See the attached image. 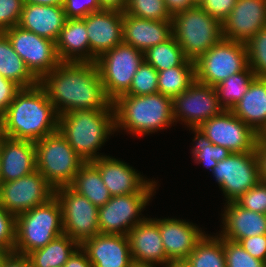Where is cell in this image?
I'll return each instance as SVG.
<instances>
[{"label": "cell", "instance_id": "6da1fadb", "mask_svg": "<svg viewBox=\"0 0 266 267\" xmlns=\"http://www.w3.org/2000/svg\"><path fill=\"white\" fill-rule=\"evenodd\" d=\"M39 85L59 116L78 110H114L95 62H60Z\"/></svg>", "mask_w": 266, "mask_h": 267}, {"label": "cell", "instance_id": "7a4b0ae2", "mask_svg": "<svg viewBox=\"0 0 266 267\" xmlns=\"http://www.w3.org/2000/svg\"><path fill=\"white\" fill-rule=\"evenodd\" d=\"M58 118L54 105L39 84L22 88L0 116V134L35 142L58 131Z\"/></svg>", "mask_w": 266, "mask_h": 267}, {"label": "cell", "instance_id": "3957f363", "mask_svg": "<svg viewBox=\"0 0 266 267\" xmlns=\"http://www.w3.org/2000/svg\"><path fill=\"white\" fill-rule=\"evenodd\" d=\"M58 131L83 160L91 162L104 157L97 151L110 134L117 131L115 112L93 109L69 111L59 116Z\"/></svg>", "mask_w": 266, "mask_h": 267}, {"label": "cell", "instance_id": "277c9868", "mask_svg": "<svg viewBox=\"0 0 266 267\" xmlns=\"http://www.w3.org/2000/svg\"><path fill=\"white\" fill-rule=\"evenodd\" d=\"M115 129L134 135H147L174 124L173 101L161 93L121 95L112 102ZM124 128V129H123Z\"/></svg>", "mask_w": 266, "mask_h": 267}, {"label": "cell", "instance_id": "5b68a950", "mask_svg": "<svg viewBox=\"0 0 266 267\" xmlns=\"http://www.w3.org/2000/svg\"><path fill=\"white\" fill-rule=\"evenodd\" d=\"M64 234L62 210L55 195L44 204L16 216L14 253L28 255Z\"/></svg>", "mask_w": 266, "mask_h": 267}, {"label": "cell", "instance_id": "8992f818", "mask_svg": "<svg viewBox=\"0 0 266 267\" xmlns=\"http://www.w3.org/2000/svg\"><path fill=\"white\" fill-rule=\"evenodd\" d=\"M172 33L193 62L223 39L222 23L196 6L172 16Z\"/></svg>", "mask_w": 266, "mask_h": 267}, {"label": "cell", "instance_id": "52a82bcc", "mask_svg": "<svg viewBox=\"0 0 266 267\" xmlns=\"http://www.w3.org/2000/svg\"><path fill=\"white\" fill-rule=\"evenodd\" d=\"M34 143L37 170L54 189L69 186L86 163L59 131Z\"/></svg>", "mask_w": 266, "mask_h": 267}, {"label": "cell", "instance_id": "ba28073f", "mask_svg": "<svg viewBox=\"0 0 266 267\" xmlns=\"http://www.w3.org/2000/svg\"><path fill=\"white\" fill-rule=\"evenodd\" d=\"M144 61L143 52L124 42L96 59L105 93L112 102L129 91L132 79Z\"/></svg>", "mask_w": 266, "mask_h": 267}, {"label": "cell", "instance_id": "9c48e42d", "mask_svg": "<svg viewBox=\"0 0 266 267\" xmlns=\"http://www.w3.org/2000/svg\"><path fill=\"white\" fill-rule=\"evenodd\" d=\"M194 63L196 81L213 87L249 66L246 45L226 39L212 46Z\"/></svg>", "mask_w": 266, "mask_h": 267}, {"label": "cell", "instance_id": "30bf717a", "mask_svg": "<svg viewBox=\"0 0 266 267\" xmlns=\"http://www.w3.org/2000/svg\"><path fill=\"white\" fill-rule=\"evenodd\" d=\"M211 172L226 197V203L234 202L261 181L257 150L232 152L227 158L217 162Z\"/></svg>", "mask_w": 266, "mask_h": 267}, {"label": "cell", "instance_id": "8fae6325", "mask_svg": "<svg viewBox=\"0 0 266 267\" xmlns=\"http://www.w3.org/2000/svg\"><path fill=\"white\" fill-rule=\"evenodd\" d=\"M157 183L145 193L111 196V199L98 208L100 234L128 235L129 231L145 220L140 218L141 211L149 203Z\"/></svg>", "mask_w": 266, "mask_h": 267}, {"label": "cell", "instance_id": "7c38bea8", "mask_svg": "<svg viewBox=\"0 0 266 267\" xmlns=\"http://www.w3.org/2000/svg\"><path fill=\"white\" fill-rule=\"evenodd\" d=\"M62 210L64 234L80 245L99 234L98 208L69 186L54 189Z\"/></svg>", "mask_w": 266, "mask_h": 267}, {"label": "cell", "instance_id": "4fadbf2b", "mask_svg": "<svg viewBox=\"0 0 266 267\" xmlns=\"http://www.w3.org/2000/svg\"><path fill=\"white\" fill-rule=\"evenodd\" d=\"M3 33L9 39L13 50L38 80L59 65L54 41L40 37L18 25L6 29Z\"/></svg>", "mask_w": 266, "mask_h": 267}, {"label": "cell", "instance_id": "5bb4252c", "mask_svg": "<svg viewBox=\"0 0 266 267\" xmlns=\"http://www.w3.org/2000/svg\"><path fill=\"white\" fill-rule=\"evenodd\" d=\"M198 128L214 145L233 153L251 152L256 149L260 135L249 125L224 109L220 114L203 122Z\"/></svg>", "mask_w": 266, "mask_h": 267}, {"label": "cell", "instance_id": "9a60e30c", "mask_svg": "<svg viewBox=\"0 0 266 267\" xmlns=\"http://www.w3.org/2000/svg\"><path fill=\"white\" fill-rule=\"evenodd\" d=\"M53 196L54 188L38 170L0 184V204L15 216L44 204Z\"/></svg>", "mask_w": 266, "mask_h": 267}, {"label": "cell", "instance_id": "2e32d148", "mask_svg": "<svg viewBox=\"0 0 266 267\" xmlns=\"http://www.w3.org/2000/svg\"><path fill=\"white\" fill-rule=\"evenodd\" d=\"M172 101L174 121H183L189 128L199 127L224 110L219 103L216 89L198 81Z\"/></svg>", "mask_w": 266, "mask_h": 267}, {"label": "cell", "instance_id": "e0dca14e", "mask_svg": "<svg viewBox=\"0 0 266 267\" xmlns=\"http://www.w3.org/2000/svg\"><path fill=\"white\" fill-rule=\"evenodd\" d=\"M266 27V0H237L222 23L223 39L246 44Z\"/></svg>", "mask_w": 266, "mask_h": 267}, {"label": "cell", "instance_id": "ac0fdd59", "mask_svg": "<svg viewBox=\"0 0 266 267\" xmlns=\"http://www.w3.org/2000/svg\"><path fill=\"white\" fill-rule=\"evenodd\" d=\"M85 22L90 44V62L107 50L123 42V12L101 10L92 12L82 19Z\"/></svg>", "mask_w": 266, "mask_h": 267}, {"label": "cell", "instance_id": "d6986e66", "mask_svg": "<svg viewBox=\"0 0 266 267\" xmlns=\"http://www.w3.org/2000/svg\"><path fill=\"white\" fill-rule=\"evenodd\" d=\"M91 163L99 170L111 196L145 193L155 183V181L146 180L124 161L107 155Z\"/></svg>", "mask_w": 266, "mask_h": 267}, {"label": "cell", "instance_id": "ffe728a7", "mask_svg": "<svg viewBox=\"0 0 266 267\" xmlns=\"http://www.w3.org/2000/svg\"><path fill=\"white\" fill-rule=\"evenodd\" d=\"M80 247L93 267H130L134 263L127 235L99 233L86 239Z\"/></svg>", "mask_w": 266, "mask_h": 267}, {"label": "cell", "instance_id": "44dd1931", "mask_svg": "<svg viewBox=\"0 0 266 267\" xmlns=\"http://www.w3.org/2000/svg\"><path fill=\"white\" fill-rule=\"evenodd\" d=\"M133 262L138 264H160L163 267L167 259L159 230V219L147 218L134 226L128 233Z\"/></svg>", "mask_w": 266, "mask_h": 267}, {"label": "cell", "instance_id": "7402d4cb", "mask_svg": "<svg viewBox=\"0 0 266 267\" xmlns=\"http://www.w3.org/2000/svg\"><path fill=\"white\" fill-rule=\"evenodd\" d=\"M0 162L2 182L33 173L37 170L35 143L0 134Z\"/></svg>", "mask_w": 266, "mask_h": 267}, {"label": "cell", "instance_id": "603a6c76", "mask_svg": "<svg viewBox=\"0 0 266 267\" xmlns=\"http://www.w3.org/2000/svg\"><path fill=\"white\" fill-rule=\"evenodd\" d=\"M159 230L167 259L185 261L206 235L195 224L183 219H159Z\"/></svg>", "mask_w": 266, "mask_h": 267}, {"label": "cell", "instance_id": "cb8c5ba5", "mask_svg": "<svg viewBox=\"0 0 266 267\" xmlns=\"http://www.w3.org/2000/svg\"><path fill=\"white\" fill-rule=\"evenodd\" d=\"M122 34L124 43L145 53L173 35L172 20H148L123 12Z\"/></svg>", "mask_w": 266, "mask_h": 267}, {"label": "cell", "instance_id": "d4e9b609", "mask_svg": "<svg viewBox=\"0 0 266 267\" xmlns=\"http://www.w3.org/2000/svg\"><path fill=\"white\" fill-rule=\"evenodd\" d=\"M225 205L224 214H221V238L239 242L243 238L266 234V214L244 209L235 201Z\"/></svg>", "mask_w": 266, "mask_h": 267}, {"label": "cell", "instance_id": "484cf974", "mask_svg": "<svg viewBox=\"0 0 266 267\" xmlns=\"http://www.w3.org/2000/svg\"><path fill=\"white\" fill-rule=\"evenodd\" d=\"M66 20L62 6L24 4L18 26L56 42Z\"/></svg>", "mask_w": 266, "mask_h": 267}, {"label": "cell", "instance_id": "4316f807", "mask_svg": "<svg viewBox=\"0 0 266 267\" xmlns=\"http://www.w3.org/2000/svg\"><path fill=\"white\" fill-rule=\"evenodd\" d=\"M231 111L261 136L266 130V78L255 77Z\"/></svg>", "mask_w": 266, "mask_h": 267}, {"label": "cell", "instance_id": "83f0119b", "mask_svg": "<svg viewBox=\"0 0 266 267\" xmlns=\"http://www.w3.org/2000/svg\"><path fill=\"white\" fill-rule=\"evenodd\" d=\"M55 44L60 62H90L89 38L82 19H67Z\"/></svg>", "mask_w": 266, "mask_h": 267}, {"label": "cell", "instance_id": "f1b7e54d", "mask_svg": "<svg viewBox=\"0 0 266 267\" xmlns=\"http://www.w3.org/2000/svg\"><path fill=\"white\" fill-rule=\"evenodd\" d=\"M0 74L21 88H31L39 84V80L13 50L9 39L3 32H0Z\"/></svg>", "mask_w": 266, "mask_h": 267}, {"label": "cell", "instance_id": "f546056e", "mask_svg": "<svg viewBox=\"0 0 266 267\" xmlns=\"http://www.w3.org/2000/svg\"><path fill=\"white\" fill-rule=\"evenodd\" d=\"M80 244L70 236L62 234L45 247L33 250L27 256L31 267H63Z\"/></svg>", "mask_w": 266, "mask_h": 267}, {"label": "cell", "instance_id": "4dcf8cb0", "mask_svg": "<svg viewBox=\"0 0 266 267\" xmlns=\"http://www.w3.org/2000/svg\"><path fill=\"white\" fill-rule=\"evenodd\" d=\"M69 187L86 197L97 208L102 207L111 199L99 170L91 162H86L80 168Z\"/></svg>", "mask_w": 266, "mask_h": 267}, {"label": "cell", "instance_id": "1f68e13d", "mask_svg": "<svg viewBox=\"0 0 266 267\" xmlns=\"http://www.w3.org/2000/svg\"><path fill=\"white\" fill-rule=\"evenodd\" d=\"M196 81L195 63L187 59L182 65L158 71V93L172 99Z\"/></svg>", "mask_w": 266, "mask_h": 267}, {"label": "cell", "instance_id": "d6a6232c", "mask_svg": "<svg viewBox=\"0 0 266 267\" xmlns=\"http://www.w3.org/2000/svg\"><path fill=\"white\" fill-rule=\"evenodd\" d=\"M185 261L190 267H226L224 239L206 234Z\"/></svg>", "mask_w": 266, "mask_h": 267}, {"label": "cell", "instance_id": "836d02e7", "mask_svg": "<svg viewBox=\"0 0 266 267\" xmlns=\"http://www.w3.org/2000/svg\"><path fill=\"white\" fill-rule=\"evenodd\" d=\"M255 77L254 72L248 66L244 71L231 75L215 86L220 105L226 110H231L248 91Z\"/></svg>", "mask_w": 266, "mask_h": 267}, {"label": "cell", "instance_id": "e575fe53", "mask_svg": "<svg viewBox=\"0 0 266 267\" xmlns=\"http://www.w3.org/2000/svg\"><path fill=\"white\" fill-rule=\"evenodd\" d=\"M144 60L157 71H163L182 65L187 58L172 35L168 40L150 47L144 53Z\"/></svg>", "mask_w": 266, "mask_h": 267}, {"label": "cell", "instance_id": "d590c367", "mask_svg": "<svg viewBox=\"0 0 266 267\" xmlns=\"http://www.w3.org/2000/svg\"><path fill=\"white\" fill-rule=\"evenodd\" d=\"M189 130L195 133L193 142L196 144L192 149L195 163H202L210 171L217 165V162L227 158L232 152L222 146L214 145L205 136V134L198 127H190Z\"/></svg>", "mask_w": 266, "mask_h": 267}, {"label": "cell", "instance_id": "8d00e7d4", "mask_svg": "<svg viewBox=\"0 0 266 267\" xmlns=\"http://www.w3.org/2000/svg\"><path fill=\"white\" fill-rule=\"evenodd\" d=\"M245 45L248 64L254 75L266 78V27L260 29Z\"/></svg>", "mask_w": 266, "mask_h": 267}, {"label": "cell", "instance_id": "74e56055", "mask_svg": "<svg viewBox=\"0 0 266 267\" xmlns=\"http://www.w3.org/2000/svg\"><path fill=\"white\" fill-rule=\"evenodd\" d=\"M125 12L148 20H172L164 0H128Z\"/></svg>", "mask_w": 266, "mask_h": 267}, {"label": "cell", "instance_id": "f35d334b", "mask_svg": "<svg viewBox=\"0 0 266 267\" xmlns=\"http://www.w3.org/2000/svg\"><path fill=\"white\" fill-rule=\"evenodd\" d=\"M158 71L145 61L135 73L129 91L125 95H149L158 93Z\"/></svg>", "mask_w": 266, "mask_h": 267}, {"label": "cell", "instance_id": "ab89813d", "mask_svg": "<svg viewBox=\"0 0 266 267\" xmlns=\"http://www.w3.org/2000/svg\"><path fill=\"white\" fill-rule=\"evenodd\" d=\"M226 267H266V262L252 257L239 242L224 239Z\"/></svg>", "mask_w": 266, "mask_h": 267}, {"label": "cell", "instance_id": "60d3db41", "mask_svg": "<svg viewBox=\"0 0 266 267\" xmlns=\"http://www.w3.org/2000/svg\"><path fill=\"white\" fill-rule=\"evenodd\" d=\"M235 202L244 209L266 214V182L260 181L236 199Z\"/></svg>", "mask_w": 266, "mask_h": 267}, {"label": "cell", "instance_id": "b9f144b4", "mask_svg": "<svg viewBox=\"0 0 266 267\" xmlns=\"http://www.w3.org/2000/svg\"><path fill=\"white\" fill-rule=\"evenodd\" d=\"M16 240V216L0 204V250L13 252Z\"/></svg>", "mask_w": 266, "mask_h": 267}, {"label": "cell", "instance_id": "7bdbcfd3", "mask_svg": "<svg viewBox=\"0 0 266 267\" xmlns=\"http://www.w3.org/2000/svg\"><path fill=\"white\" fill-rule=\"evenodd\" d=\"M23 5V0H0V32L19 24Z\"/></svg>", "mask_w": 266, "mask_h": 267}, {"label": "cell", "instance_id": "ee69618b", "mask_svg": "<svg viewBox=\"0 0 266 267\" xmlns=\"http://www.w3.org/2000/svg\"><path fill=\"white\" fill-rule=\"evenodd\" d=\"M64 12L67 19H83L92 12L101 11L99 0H64Z\"/></svg>", "mask_w": 266, "mask_h": 267}, {"label": "cell", "instance_id": "f6af8a7d", "mask_svg": "<svg viewBox=\"0 0 266 267\" xmlns=\"http://www.w3.org/2000/svg\"><path fill=\"white\" fill-rule=\"evenodd\" d=\"M236 3L237 0H205L200 7L210 16L223 23Z\"/></svg>", "mask_w": 266, "mask_h": 267}, {"label": "cell", "instance_id": "bcb514c9", "mask_svg": "<svg viewBox=\"0 0 266 267\" xmlns=\"http://www.w3.org/2000/svg\"><path fill=\"white\" fill-rule=\"evenodd\" d=\"M239 243L252 257L266 262V234L243 238Z\"/></svg>", "mask_w": 266, "mask_h": 267}, {"label": "cell", "instance_id": "7dc6e473", "mask_svg": "<svg viewBox=\"0 0 266 267\" xmlns=\"http://www.w3.org/2000/svg\"><path fill=\"white\" fill-rule=\"evenodd\" d=\"M21 89L15 82L4 78L0 74V116L7 110L13 102L15 95Z\"/></svg>", "mask_w": 266, "mask_h": 267}, {"label": "cell", "instance_id": "c3c4849f", "mask_svg": "<svg viewBox=\"0 0 266 267\" xmlns=\"http://www.w3.org/2000/svg\"><path fill=\"white\" fill-rule=\"evenodd\" d=\"M63 267H93L86 252L79 247Z\"/></svg>", "mask_w": 266, "mask_h": 267}, {"label": "cell", "instance_id": "681fc988", "mask_svg": "<svg viewBox=\"0 0 266 267\" xmlns=\"http://www.w3.org/2000/svg\"><path fill=\"white\" fill-rule=\"evenodd\" d=\"M3 267H31V262L27 255L12 252L5 259Z\"/></svg>", "mask_w": 266, "mask_h": 267}, {"label": "cell", "instance_id": "f907efd6", "mask_svg": "<svg viewBox=\"0 0 266 267\" xmlns=\"http://www.w3.org/2000/svg\"><path fill=\"white\" fill-rule=\"evenodd\" d=\"M256 150L260 162L261 181L266 182V141L261 136L258 139Z\"/></svg>", "mask_w": 266, "mask_h": 267}, {"label": "cell", "instance_id": "816d5d0a", "mask_svg": "<svg viewBox=\"0 0 266 267\" xmlns=\"http://www.w3.org/2000/svg\"><path fill=\"white\" fill-rule=\"evenodd\" d=\"M164 2L171 16L178 12L194 7L190 0H164Z\"/></svg>", "mask_w": 266, "mask_h": 267}, {"label": "cell", "instance_id": "f5cc1de1", "mask_svg": "<svg viewBox=\"0 0 266 267\" xmlns=\"http://www.w3.org/2000/svg\"><path fill=\"white\" fill-rule=\"evenodd\" d=\"M101 9L125 12L128 0H99Z\"/></svg>", "mask_w": 266, "mask_h": 267}, {"label": "cell", "instance_id": "db71d44e", "mask_svg": "<svg viewBox=\"0 0 266 267\" xmlns=\"http://www.w3.org/2000/svg\"><path fill=\"white\" fill-rule=\"evenodd\" d=\"M24 4H37L41 6H51L57 5L62 6L64 5V0H23Z\"/></svg>", "mask_w": 266, "mask_h": 267}, {"label": "cell", "instance_id": "11a10c76", "mask_svg": "<svg viewBox=\"0 0 266 267\" xmlns=\"http://www.w3.org/2000/svg\"><path fill=\"white\" fill-rule=\"evenodd\" d=\"M164 267H190L186 261H172Z\"/></svg>", "mask_w": 266, "mask_h": 267}, {"label": "cell", "instance_id": "9f6ffc18", "mask_svg": "<svg viewBox=\"0 0 266 267\" xmlns=\"http://www.w3.org/2000/svg\"><path fill=\"white\" fill-rule=\"evenodd\" d=\"M12 252H7L0 250V267H3L5 259L11 254Z\"/></svg>", "mask_w": 266, "mask_h": 267}, {"label": "cell", "instance_id": "6f0895ef", "mask_svg": "<svg viewBox=\"0 0 266 267\" xmlns=\"http://www.w3.org/2000/svg\"><path fill=\"white\" fill-rule=\"evenodd\" d=\"M130 267H156V265L152 264H138V263H133Z\"/></svg>", "mask_w": 266, "mask_h": 267}, {"label": "cell", "instance_id": "680465c9", "mask_svg": "<svg viewBox=\"0 0 266 267\" xmlns=\"http://www.w3.org/2000/svg\"><path fill=\"white\" fill-rule=\"evenodd\" d=\"M191 4L196 7H200L205 0H190Z\"/></svg>", "mask_w": 266, "mask_h": 267}, {"label": "cell", "instance_id": "91938a15", "mask_svg": "<svg viewBox=\"0 0 266 267\" xmlns=\"http://www.w3.org/2000/svg\"><path fill=\"white\" fill-rule=\"evenodd\" d=\"M261 137L266 141V130H265L264 133L261 135Z\"/></svg>", "mask_w": 266, "mask_h": 267}, {"label": "cell", "instance_id": "94428289", "mask_svg": "<svg viewBox=\"0 0 266 267\" xmlns=\"http://www.w3.org/2000/svg\"><path fill=\"white\" fill-rule=\"evenodd\" d=\"M2 180H1V162H0V184H1Z\"/></svg>", "mask_w": 266, "mask_h": 267}]
</instances>
